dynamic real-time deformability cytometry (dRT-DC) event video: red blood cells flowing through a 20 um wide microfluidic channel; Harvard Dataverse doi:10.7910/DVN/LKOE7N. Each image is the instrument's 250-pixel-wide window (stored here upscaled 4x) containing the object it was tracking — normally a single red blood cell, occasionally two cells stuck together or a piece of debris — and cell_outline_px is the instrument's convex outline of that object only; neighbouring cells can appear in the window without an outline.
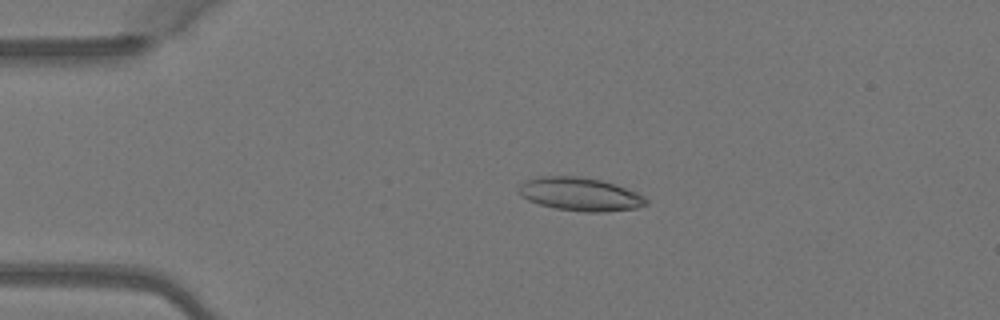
{"species": "Egyptian fruit bat (a non-hibernating species)", "species_latin": "Rousettus aegyptiacus", "temperature_condition": "warm", "stored_images_in_passage": 3, "camera_frame_rate_fps": 3000, "um_per_image_px": 0.085, "animal": {"sex": "female"}, "frame": {"image": 1, "passage_image": 2, "time_ms": 0.333, "image_size_px": [1000, 320], "cell_outline_px": [[648, 204], [636, 208], [604, 212], [584, 212], [556, 208], [540, 204], [528, 200], [520, 196], [520, 184], [528, 180], [540, 176], [576, 176], [600, 180], [636, 192], [644, 196], [648, 200]], "centroid_in_image_um": [49.32, 16.52], "position_along_channel_um": 35.7, "area_um2": 24.39}}